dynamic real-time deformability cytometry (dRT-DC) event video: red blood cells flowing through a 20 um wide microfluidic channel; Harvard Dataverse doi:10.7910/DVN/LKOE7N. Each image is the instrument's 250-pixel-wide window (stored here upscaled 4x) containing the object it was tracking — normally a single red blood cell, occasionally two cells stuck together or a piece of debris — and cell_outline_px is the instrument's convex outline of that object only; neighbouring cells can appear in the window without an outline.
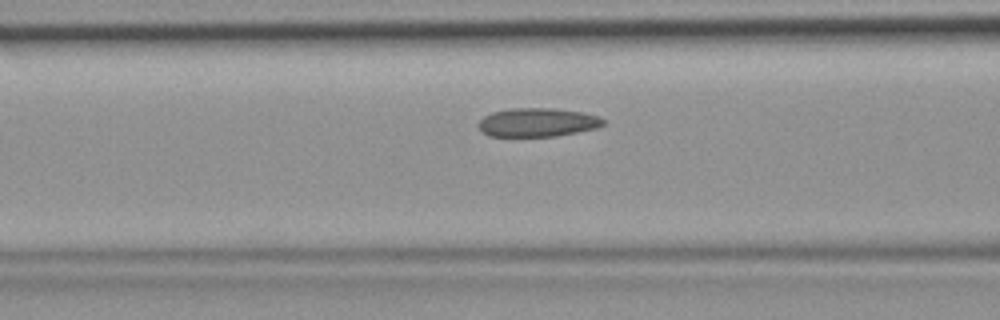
{"species": "common noctule bat (a hibernating species)", "species_latin": "Nyctalus noctula", "temperature_condition": "room temperature", "stored_images_in_passage": 30, "camera_frame_rate_fps": 3000, "um_per_image_px": 0.085, "animal": {"sex": "female", "body_mass_g": 19.9}, "frame": {"image": 1, "passage_image": 9, "time_ms": 2.667, "image_size_px": [1000, 320], "cell_outline_px": [[604, 124], [596, 128], [556, 136], [488, 136], [476, 124], [484, 116], [492, 112], [512, 108], [552, 108], [584, 112], [600, 116], [604, 120]], "centroid_in_image_um": [45.69, 10.39], "position_along_channel_um": 120.9, "area_um2": 20.87}}
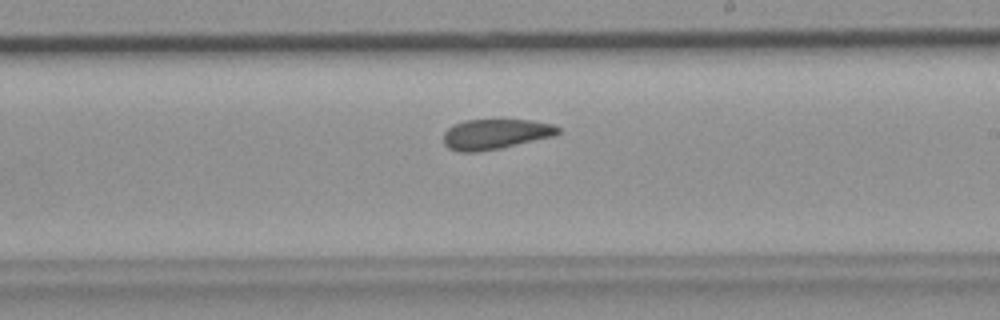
{"frame": {"image": 2, "passage_image": 18, "time_ms": 5.667, "image_size_px": [1000, 320], "cell_outline_px": [[560, 132], [552, 136], [500, 148], [476, 152], [460, 152], [448, 148], [444, 144], [444, 132], [448, 128], [464, 120], [532, 120], [552, 124], [560, 128]], "centroid_in_image_um": [42.09, 11.4], "position_along_channel_um": 246.9, "area_um2": 19.94}}